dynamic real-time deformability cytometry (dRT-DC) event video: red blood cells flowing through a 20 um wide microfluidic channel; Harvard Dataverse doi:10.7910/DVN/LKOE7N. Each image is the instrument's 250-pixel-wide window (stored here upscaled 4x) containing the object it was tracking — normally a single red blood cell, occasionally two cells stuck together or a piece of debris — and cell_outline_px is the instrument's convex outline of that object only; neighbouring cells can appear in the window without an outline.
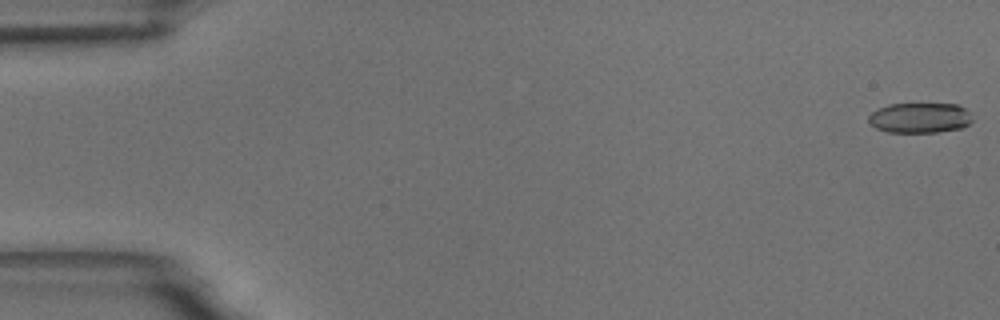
{"species": "common noctule bat (a hibernating species)", "species_latin": "Nyctalus noctula", "temperature_condition": "room temperature", "stored_images_in_passage": 19, "camera_frame_rate_fps": 3000, "um_per_image_px": 0.085, "animal": {"sex": "male", "body_mass_g": 18.8}, "frame": {"image": 1, "passage_image": 1, "time_ms": 0.0, "image_size_px": [1000, 320], "cell_outline_px": [[972, 120], [964, 128], [936, 132], [888, 132], [876, 128], [868, 120], [868, 116], [872, 112], [888, 104], [956, 104], [964, 108], [972, 116]], "centroid_in_image_um": [78.2, 10.02], "position_along_channel_um": 6.8, "area_um2": 18.21}}
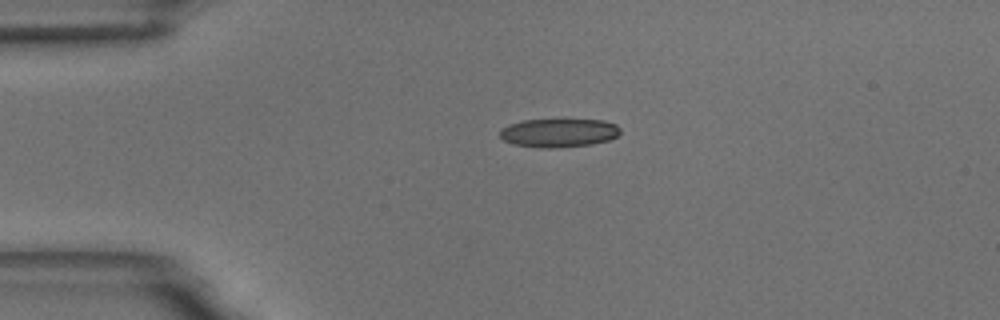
{"frame": {"image": 2, "passage_image": 13, "time_ms": 4.0, "image_size_px": [1000, 320], "cell_outline_px": [[620, 132], [616, 136], [608, 140], [592, 144], [552, 148], [544, 148], [516, 144], [504, 140], [500, 136], [500, 132], [508, 124], [524, 120], [604, 120], [616, 124], [620, 128]], "centroid_in_image_um": [47.52, 11.28], "position_along_channel_um": 37.5, "area_um2": 19.77}}